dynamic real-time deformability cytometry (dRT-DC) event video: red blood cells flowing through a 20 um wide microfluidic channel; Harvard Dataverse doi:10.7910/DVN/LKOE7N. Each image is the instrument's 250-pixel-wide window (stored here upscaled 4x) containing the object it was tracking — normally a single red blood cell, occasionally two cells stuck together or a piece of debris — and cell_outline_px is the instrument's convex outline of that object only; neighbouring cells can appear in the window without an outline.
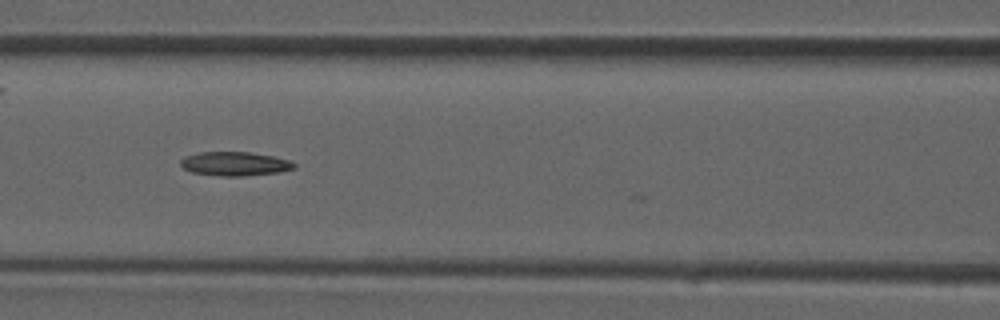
{"species": "common noctule bat (a hibernating species)", "species_latin": "Nyctalus noctula", "temperature_condition": "room temperature", "stored_images_in_passage": 19, "camera_frame_rate_fps": 3000, "um_per_image_px": 0.085, "animal": {"sex": "male", "forearm_length_mm": 52.5}, "frame": {"image": 1, "passage_image": 16, "time_ms": 5.0, "image_size_px": [1000, 320], "cell_outline_px": [[296, 168], [280, 172], [244, 176], [220, 176], [192, 172], [184, 168], [180, 164], [180, 160], [184, 156], [200, 152], [252, 152], [272, 156], [288, 160], [296, 164]], "centroid_in_image_um": [19.96, 13.92], "position_along_channel_um": 146.6, "area_um2": 15.9}}
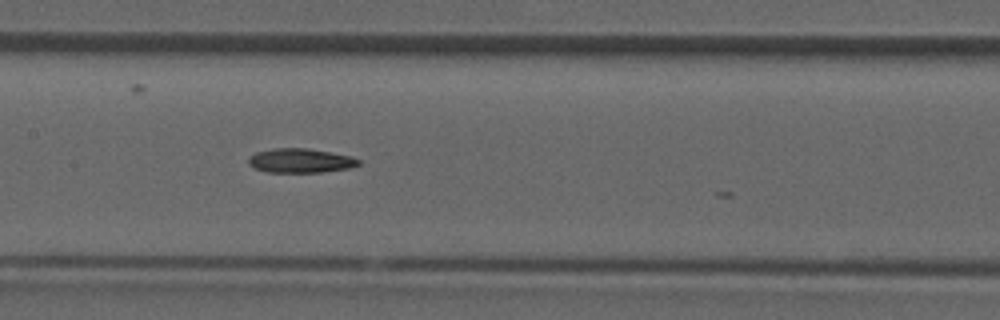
{"frame": {"image": 2, "passage_image": 18, "time_ms": 5.667, "image_size_px": [1000, 320], "cell_outline_px": [[360, 164], [352, 168], [320, 172], [264, 172], [248, 164], [248, 156], [256, 152], [276, 148], [304, 148], [352, 156], [360, 160]], "centroid_in_image_um": [25.53, 13.66], "position_along_channel_um": 181.9, "area_um2": 15.55}}